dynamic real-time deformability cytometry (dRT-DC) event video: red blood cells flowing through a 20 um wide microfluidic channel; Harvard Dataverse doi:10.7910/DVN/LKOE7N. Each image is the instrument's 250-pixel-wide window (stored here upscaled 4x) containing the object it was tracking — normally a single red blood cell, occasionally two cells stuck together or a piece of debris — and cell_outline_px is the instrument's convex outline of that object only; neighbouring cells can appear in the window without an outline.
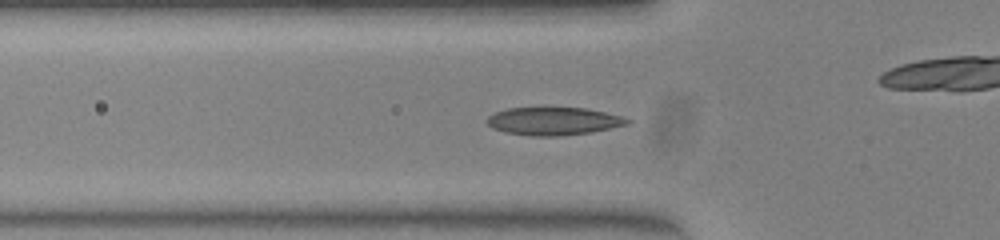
{"species": "common noctule bat (a hibernating species)", "species_latin": "Nyctalus noctula", "temperature_condition": "warm", "stored_images_in_passage": 37, "camera_frame_rate_fps": 3000, "um_per_image_px": 0.085, "animal": {"sex": "female", "body_mass_g": 23.0, "forearm_length_mm": 53.4}, "frame": {"image": 1, "passage_image": 2, "time_ms": 0.333, "image_size_px": [1000, 240], "cell_outline_px": [[632, 120], [628, 124], [592, 132], [556, 136], [532, 136], [504, 132], [492, 128], [488, 124], [488, 116], [496, 112], [508, 108], [584, 108], [624, 116]], "centroid_in_image_um": [47.07, 10.3], "position_along_channel_um": 78.7, "area_um2": 22.66}}
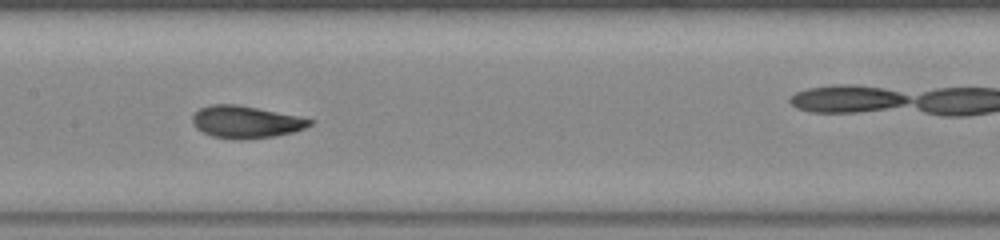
{"frame": {"image": 2, "passage_image": 10, "time_ms": 3.0, "image_size_px": [1000, 240], "cell_outline_px": [[316, 120], [312, 124], [304, 128], [292, 132], [272, 136], [240, 140], [236, 140], [212, 136], [196, 128], [192, 124], [192, 116], [200, 108], [212, 104], [236, 104], [300, 116]], "centroid_in_image_um": [20.9, 10.36], "position_along_channel_um": 186.5, "area_um2": 22.02}}
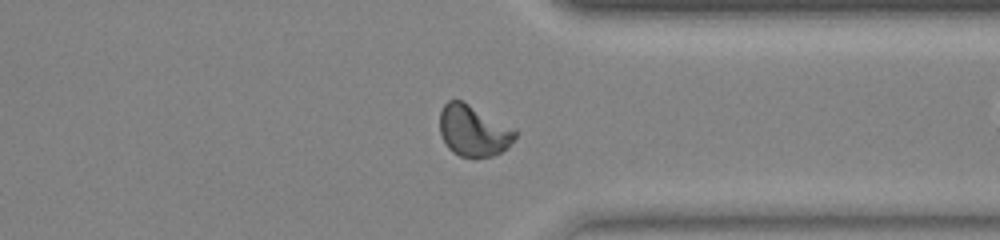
{"frame": {"image": 3, "passage_image": 24, "time_ms": 7.667, "image_size_px": [1000, 240], "cell_outline_px": [[516, 136], [508, 148], [492, 156], [472, 160], [460, 156], [452, 152], [448, 148], [440, 132], [440, 112], [444, 104], [448, 100], [460, 100], [516, 128]], "centroid_in_image_um": [40.25, 11.15], "position_along_channel_um": 371.1, "area_um2": 22.77}, "authors_computed_cell_mechanics": {"area_um2": 21.675, "velocity_mm_per_s": 4.0153, "shape_relaxation_time_tau1_ms": 4.2812, "shape_relaxation_time_tau2_ms": 1.2046, "deformation_change_tau1": 0.1771, "deformation_change_tau2": 0.0489}}